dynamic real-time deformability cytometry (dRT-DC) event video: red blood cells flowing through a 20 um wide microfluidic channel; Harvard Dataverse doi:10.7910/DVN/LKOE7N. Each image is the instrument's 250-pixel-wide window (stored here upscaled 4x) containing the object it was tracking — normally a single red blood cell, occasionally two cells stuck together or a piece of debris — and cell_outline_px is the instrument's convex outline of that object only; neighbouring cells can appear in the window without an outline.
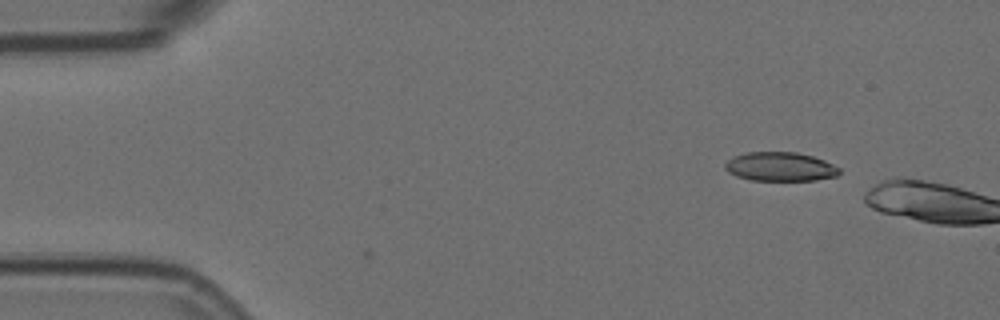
{"species": "Egyptian fruit bat (a non-hibernating species)", "species_latin": "Rousettus aegyptiacus", "temperature_condition": "room temperature", "stored_images_in_passage": 4, "camera_frame_rate_fps": 3000, "um_per_image_px": 0.085, "animal": {"sex": "female"}, "frame": {"image": 1, "passage_image": 2, "time_ms": 0.333, "image_size_px": [1000, 320], "cell_outline_px": [[840, 172], [836, 176], [816, 180], [752, 180], [736, 176], [728, 172], [724, 168], [724, 164], [732, 156], [748, 152], [796, 152], [812, 156], [824, 160], [840, 168]], "centroid_in_image_um": [66.29, 14.16], "position_along_channel_um": 18.7, "area_um2": 19.31}}